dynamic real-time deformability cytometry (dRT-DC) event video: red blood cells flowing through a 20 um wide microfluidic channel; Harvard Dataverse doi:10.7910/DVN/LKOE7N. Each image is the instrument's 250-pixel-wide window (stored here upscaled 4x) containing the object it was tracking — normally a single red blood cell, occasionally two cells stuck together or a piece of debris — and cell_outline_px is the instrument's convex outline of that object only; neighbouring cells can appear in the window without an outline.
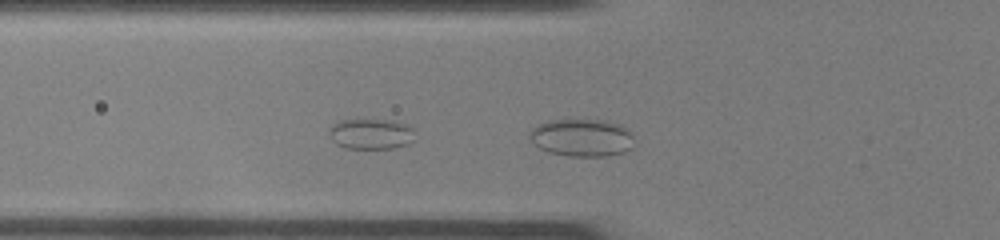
{"species": "common noctule bat (a hibernating species)", "species_latin": "Nyctalus noctula", "temperature_condition": "room temperature", "stored_images_in_passage": 10, "camera_frame_rate_fps": 3000, "um_per_image_px": 0.085, "animal": {"sex": "female", "body_mass_g": 22.0, "forearm_length_mm": 56.7}, "frame": {"image": 1, "passage_image": 7, "time_ms": 2.0, "image_size_px": [1000, 240], "cell_outline_px": [[636, 144], [632, 148], [624, 152], [608, 156], [568, 156], [548, 152], [540, 148], [528, 136], [528, 132], [532, 128], [548, 120], [604, 120], [620, 124], [632, 136]], "centroid_in_image_um": [49.47, 11.71], "position_along_channel_um": 76.3, "area_um2": 22.95}}